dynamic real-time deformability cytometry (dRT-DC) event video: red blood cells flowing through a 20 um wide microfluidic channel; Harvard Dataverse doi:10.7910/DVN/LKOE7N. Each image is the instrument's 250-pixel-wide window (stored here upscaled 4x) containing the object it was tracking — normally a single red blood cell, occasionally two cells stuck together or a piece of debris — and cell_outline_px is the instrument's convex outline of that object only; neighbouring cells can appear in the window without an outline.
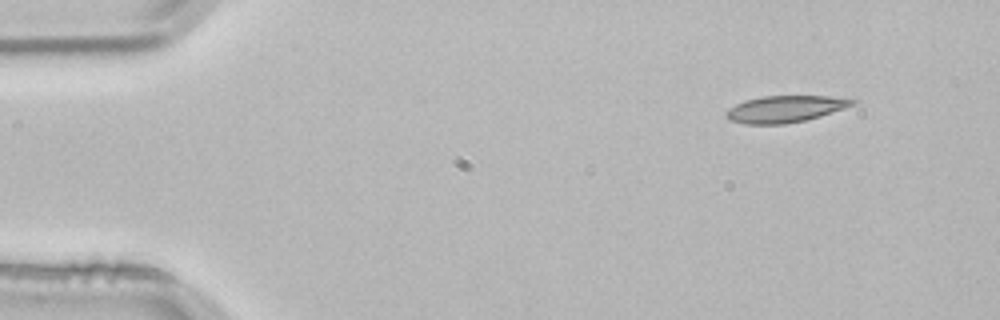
{"species": "common noctule bat (a hibernating species)", "species_latin": "Nyctalus noctula", "temperature_condition": "room temperature", "stored_images_in_passage": 3, "camera_frame_rate_fps": 3000, "um_per_image_px": 0.085, "animal": {"sex": "male", "body_mass_g": 21.5, "forearm_length_mm": 52.0}, "frame": {"image": 1, "passage_image": 1, "time_ms": 0.0, "image_size_px": [1000, 320], "cell_outline_px": [[860, 100], [856, 104], [820, 116], [804, 120], [784, 124], [744, 124], [728, 120], [724, 116], [724, 112], [728, 108], [744, 100], [764, 96], [828, 96]], "centroid_in_image_um": [66.7, 9.26], "position_along_channel_um": 18.3, "area_um2": 19.77}}
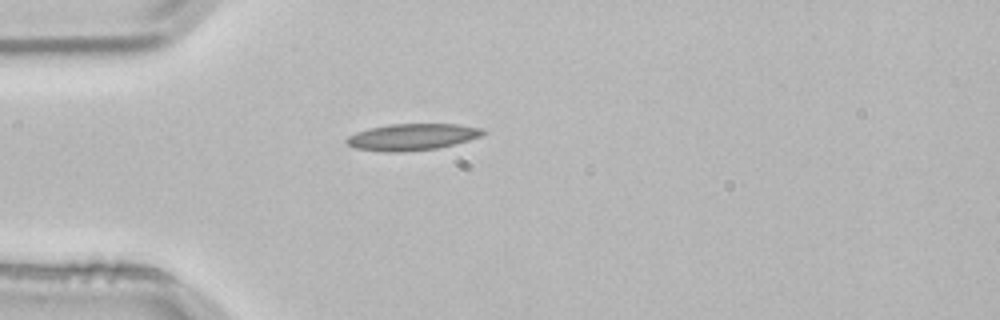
{"frame": {"image": 2, "passage_image": 3, "time_ms": 0.667, "image_size_px": [1000, 320], "cell_outline_px": [[488, 132], [480, 136], [468, 140], [436, 148], [404, 152], [384, 152], [356, 148], [348, 144], [344, 140], [348, 136], [356, 132], [368, 128], [388, 124], [456, 124], [484, 128]], "centroid_in_image_um": [35.02, 11.63], "position_along_channel_um": 50.0, "area_um2": 21.15}}